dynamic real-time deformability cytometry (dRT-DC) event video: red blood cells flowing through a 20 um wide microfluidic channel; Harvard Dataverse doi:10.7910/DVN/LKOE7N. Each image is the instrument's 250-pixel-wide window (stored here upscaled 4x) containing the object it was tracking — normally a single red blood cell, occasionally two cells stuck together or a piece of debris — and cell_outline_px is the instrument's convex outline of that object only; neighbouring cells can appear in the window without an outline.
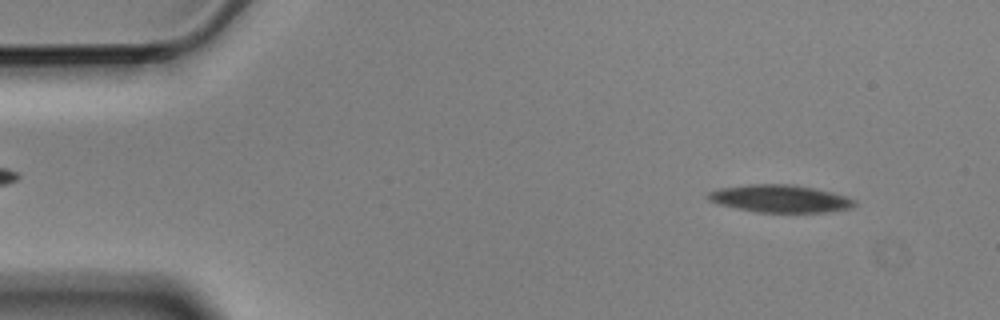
{"species": "Egyptian fruit bat (a non-hibernating species)", "species_latin": "Rousettus aegyptiacus", "temperature_condition": "cold", "stored_images_in_passage": 5, "segment_of_instrument_passage": [1, 2], "camera_frame_rate_fps": 3000, "um_per_image_px": 0.085, "animal": {"sex": "male"}, "frame": {"image": 1, "passage_image": 1, "time_ms": 0.0, "image_size_px": [1000, 320], "cell_outline_px": [[856, 204], [852, 208], [828, 212], [756, 212], [736, 208], [720, 204], [708, 200], [708, 192], [720, 188], [748, 184], [792, 184], [832, 192], [848, 196], [856, 200]], "centroid_in_image_um": [66.34, 16.88], "position_along_channel_um": 18.7, "area_um2": 23.52}}
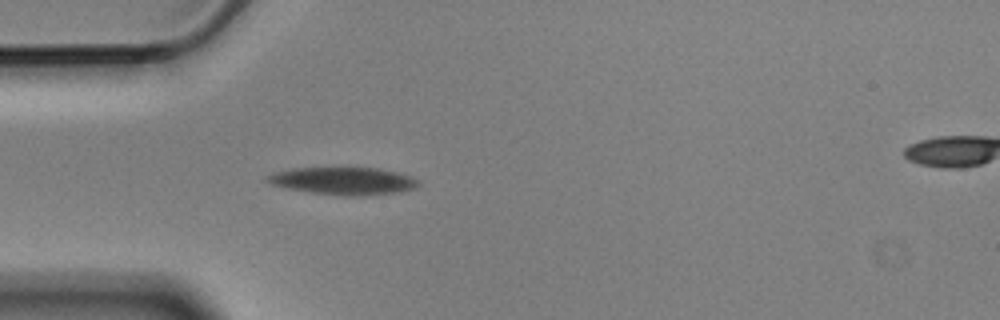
{"frame": {"image": 2, "passage_image": 4, "time_ms": 1.0, "image_size_px": [1000, 320], "cell_outline_px": [[420, 184], [416, 188], [400, 192], [360, 196], [344, 196], [312, 192], [288, 188], [272, 184], [264, 176], [272, 172], [292, 168], [344, 164], [348, 164], [380, 168], [400, 172], [412, 176], [420, 180]], "centroid_in_image_um": [29.24, 15.31], "position_along_channel_um": 55.8, "area_um2": 25.72}}